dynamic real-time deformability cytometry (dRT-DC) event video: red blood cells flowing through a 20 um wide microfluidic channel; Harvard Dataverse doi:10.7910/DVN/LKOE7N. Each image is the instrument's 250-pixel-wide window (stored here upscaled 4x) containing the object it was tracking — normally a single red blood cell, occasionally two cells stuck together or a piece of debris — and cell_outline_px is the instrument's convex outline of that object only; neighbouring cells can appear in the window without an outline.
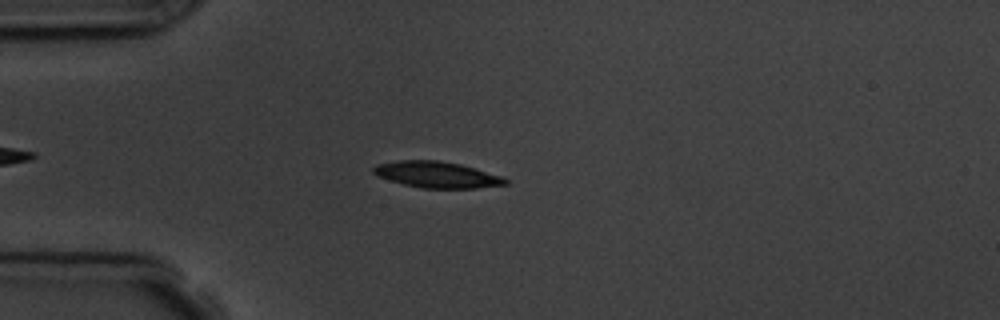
{"species": "common noctule bat (a hibernating species)", "species_latin": "Nyctalus noctula", "temperature_condition": "room temperature", "stored_images_in_passage": 5, "camera_frame_rate_fps": 3000, "um_per_image_px": 0.085, "animal": {"sex": "male", "body_mass_g": 19.5, "forearm_length_mm": 54.6}, "frame": {"image": 1, "passage_image": 2, "time_ms": 1.0, "image_size_px": [1000, 320], "cell_outline_px": [[508, 184], [476, 188], [420, 188], [404, 184], [376, 176], [372, 172], [372, 168], [376, 164], [400, 160], [436, 160], [460, 164], [504, 176], [508, 180]], "centroid_in_image_um": [37.13, 14.84], "position_along_channel_um": 47.9, "area_um2": 20.23}}